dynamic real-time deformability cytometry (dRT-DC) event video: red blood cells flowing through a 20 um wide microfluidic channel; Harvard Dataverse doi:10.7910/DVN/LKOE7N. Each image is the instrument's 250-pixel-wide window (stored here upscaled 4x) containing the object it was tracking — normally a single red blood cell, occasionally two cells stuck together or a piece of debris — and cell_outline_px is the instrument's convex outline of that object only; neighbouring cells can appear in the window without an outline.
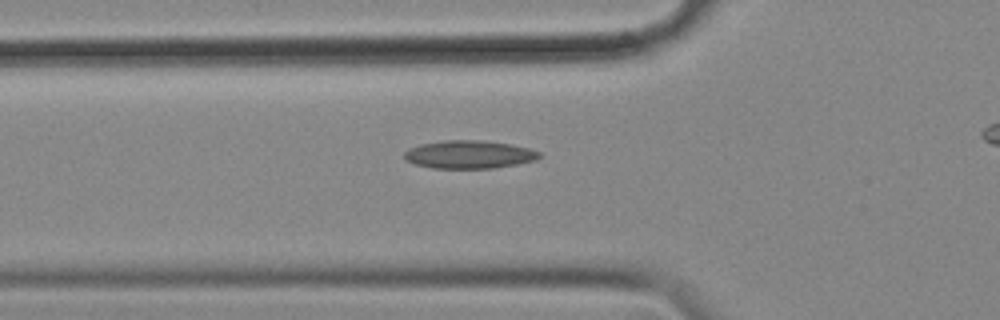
{"species": "common noctule bat (a hibernating species)", "species_latin": "Nyctalus noctula", "temperature_condition": "cold", "stored_images_in_passage": 32, "camera_frame_rate_fps": 3000, "um_per_image_px": 0.085, "animal": {"sex": "female", "body_mass_g": 18.4}, "frame": {"image": 1, "passage_image": 2, "time_ms": 0.333, "image_size_px": [1000, 320], "cell_outline_px": [[544, 156], [536, 160], [516, 164], [492, 168], [432, 168], [416, 164], [408, 160], [404, 156], [404, 152], [408, 148], [420, 144], [444, 140], [480, 140], [508, 144], [528, 148], [540, 152]], "centroid_in_image_um": [39.89, 13.13], "position_along_channel_um": 85.9, "area_um2": 21.96}}
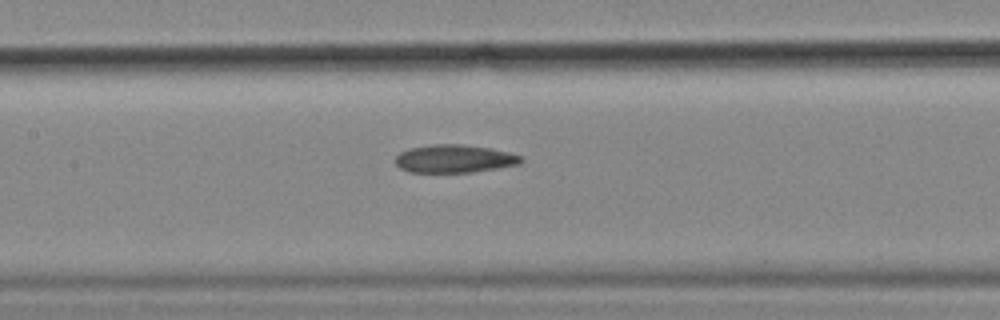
{"frame": {"image": 2, "passage_image": 9, "time_ms": 2.667, "image_size_px": [1000, 320], "cell_outline_px": [[524, 160], [520, 164], [472, 172], [408, 172], [400, 168], [396, 164], [396, 156], [400, 152], [408, 148], [432, 144], [460, 144], [488, 148], [508, 152], [520, 156]], "centroid_in_image_um": [38.59, 13.49], "position_along_channel_um": 168.8, "area_um2": 20.4}}
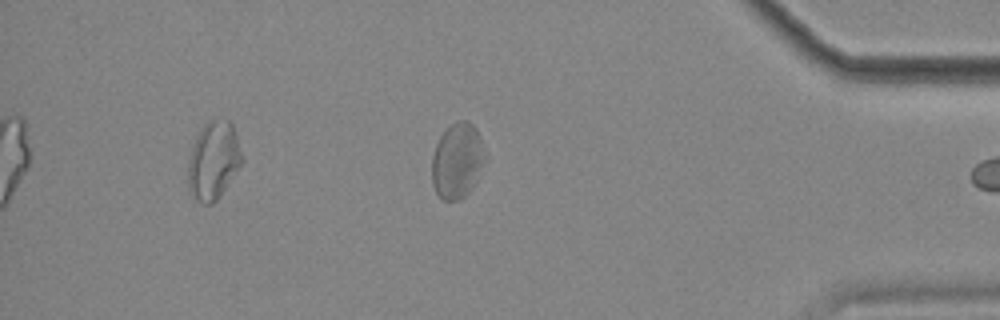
{"frame": {"image": 3, "passage_image": 31, "time_ms": 10.0, "image_size_px": [1000, 320], "cell_outline_px": [[484, 156], [472, 188], [464, 196], [456, 200], [440, 200], [432, 184], [432, 156], [436, 144], [440, 136], [452, 124], [460, 120], [468, 120], [476, 128], [480, 140]], "centroid_in_image_um": [38.81, 13.67], "position_along_channel_um": 396.4, "area_um2": 22.72}}